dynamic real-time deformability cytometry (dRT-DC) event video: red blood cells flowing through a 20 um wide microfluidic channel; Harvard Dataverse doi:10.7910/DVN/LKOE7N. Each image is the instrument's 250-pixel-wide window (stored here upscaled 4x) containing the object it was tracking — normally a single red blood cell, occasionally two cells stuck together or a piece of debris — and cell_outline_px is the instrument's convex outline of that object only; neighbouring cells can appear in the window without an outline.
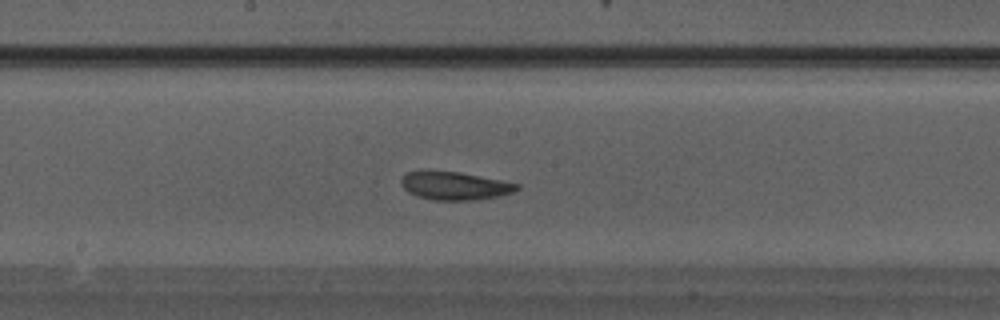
{"species": "Egyptian fruit bat (a non-hibernating species)", "species_latin": "Rousettus aegyptiacus", "temperature_condition": "warm", "stored_images_in_passage": 27, "camera_frame_rate_fps": 3000, "um_per_image_px": 0.085, "animal": {"sex": "male"}, "frame": {"image": 1, "passage_image": 12, "time_ms": 3.667, "image_size_px": [1000, 320], "cell_outline_px": [[520, 188], [512, 192], [500, 196], [476, 200], [432, 200], [416, 196], [408, 192], [400, 184], [400, 180], [408, 172], [460, 172], [520, 184]], "centroid_in_image_um": [38.67, 15.82], "position_along_channel_um": 209.5, "area_um2": 18.73}}
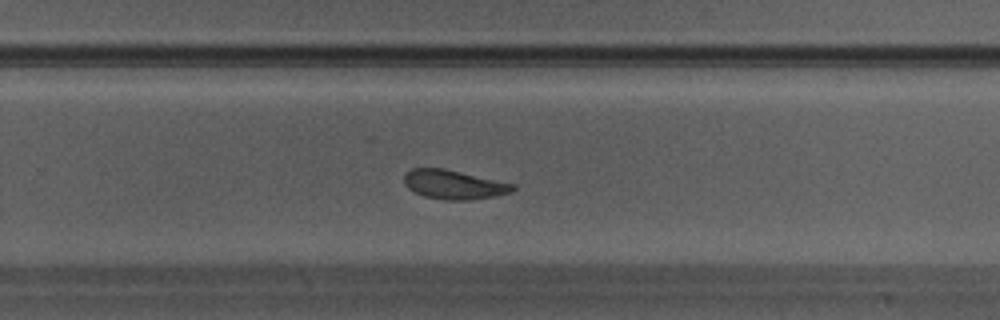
{"frame": {"image": 2, "passage_image": 16, "time_ms": 5.0, "image_size_px": [1000, 320], "cell_outline_px": [[516, 188], [512, 192], [472, 200], [448, 200], [424, 196], [408, 188], [404, 184], [404, 172], [412, 168], [444, 168], [516, 184]], "centroid_in_image_um": [38.58, 15.68], "position_along_channel_um": 291.2, "area_um2": 18.5}}